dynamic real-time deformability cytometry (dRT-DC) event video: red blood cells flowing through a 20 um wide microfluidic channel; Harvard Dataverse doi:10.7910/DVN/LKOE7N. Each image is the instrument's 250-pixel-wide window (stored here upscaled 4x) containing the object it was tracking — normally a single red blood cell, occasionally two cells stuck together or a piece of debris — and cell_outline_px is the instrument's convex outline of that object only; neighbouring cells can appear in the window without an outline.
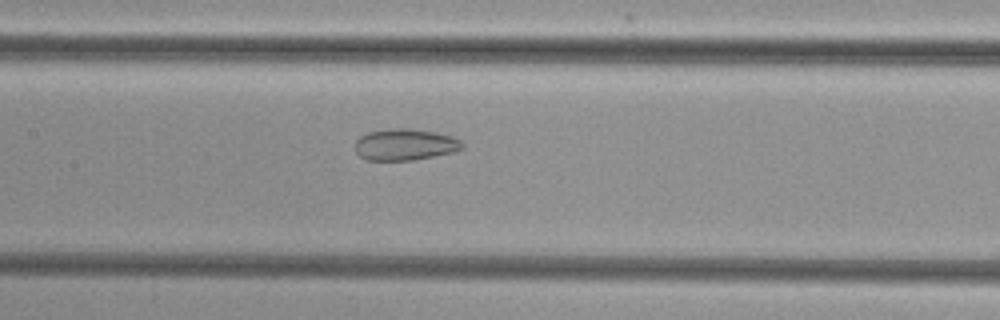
{"species": "common noctule bat (a hibernating species)", "species_latin": "Nyctalus noctula", "temperature_condition": "cold", "stored_images_in_passage": 53, "camera_frame_rate_fps": 3000, "um_per_image_px": 0.085, "animal": {"sex": "female", "body_mass_g": 29.2, "forearm_length_mm": 56.3}, "frame": {"image": 1, "passage_image": 26, "time_ms": 8.333, "image_size_px": [1000, 320], "cell_outline_px": [[464, 148], [452, 152], [412, 160], [368, 160], [360, 156], [356, 152], [356, 140], [360, 136], [368, 132], [392, 128], [408, 128], [436, 132], [452, 136], [460, 140], [464, 144]], "centroid_in_image_um": [34.43, 12.28], "position_along_channel_um": 173.0, "area_um2": 19.59}}
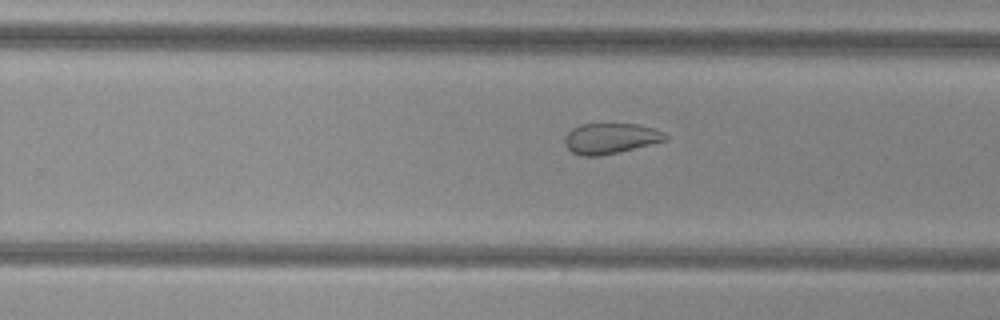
{"frame": {"image": 2, "passage_image": 34, "time_ms": 11.0, "image_size_px": [1000, 320], "cell_outline_px": [[668, 140], [620, 152], [600, 156], [584, 156], [572, 152], [568, 148], [564, 140], [564, 136], [572, 128], [580, 124], [640, 124], [664, 132], [668, 136]], "centroid_in_image_um": [51.91, 11.76], "position_along_channel_um": 277.9, "area_um2": 18.03}}
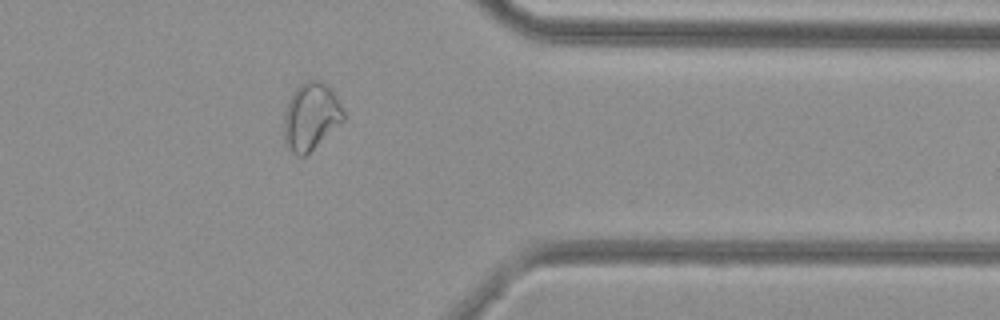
{"frame": {"image": 3, "passage_image": 43, "time_ms": 14.0, "image_size_px": [1000, 320], "cell_outline_px": [[344, 120], [304, 156], [296, 156], [284, 144], [284, 112], [292, 92], [304, 80], [320, 80], [332, 88], [344, 112]], "centroid_in_image_um": [26.4, 9.87], "position_along_channel_um": 385.0, "area_um2": 23.35}}